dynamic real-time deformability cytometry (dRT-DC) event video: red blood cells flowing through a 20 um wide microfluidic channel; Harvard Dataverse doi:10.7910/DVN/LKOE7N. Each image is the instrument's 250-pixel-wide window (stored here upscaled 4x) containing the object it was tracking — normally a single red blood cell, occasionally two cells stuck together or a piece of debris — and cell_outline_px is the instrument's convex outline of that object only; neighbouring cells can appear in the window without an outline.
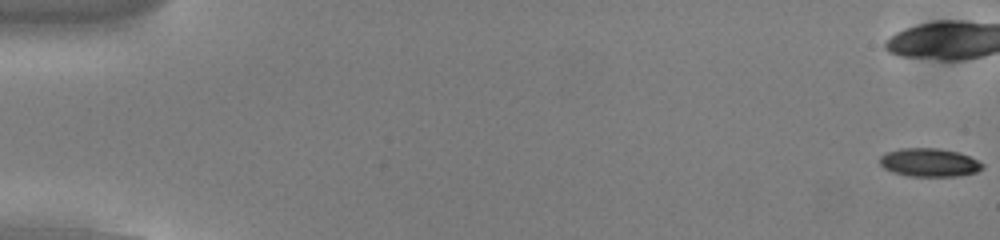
{"species": "common noctule bat (a hibernating species)", "species_latin": "Nyctalus noctula", "temperature_condition": "cold", "stored_images_in_passage": 21, "camera_frame_rate_fps": 3000, "um_per_image_px": 0.085, "animal": {"sex": "male", "body_mass_g": 13.0, "forearm_length_mm": 53.1}, "frame": {"image": 1, "passage_image": 1, "time_ms": 0.0, "image_size_px": [1000, 240], "cell_outline_px": [[984, 168], [976, 172], [960, 176], [908, 176], [892, 172], [884, 168], [880, 164], [880, 156], [888, 152], [900, 148], [940, 148], [956, 152], [968, 156], [984, 164]], "centroid_in_image_um": [78.99, 13.82], "position_along_channel_um": 6.0, "area_um2": 16.94}}